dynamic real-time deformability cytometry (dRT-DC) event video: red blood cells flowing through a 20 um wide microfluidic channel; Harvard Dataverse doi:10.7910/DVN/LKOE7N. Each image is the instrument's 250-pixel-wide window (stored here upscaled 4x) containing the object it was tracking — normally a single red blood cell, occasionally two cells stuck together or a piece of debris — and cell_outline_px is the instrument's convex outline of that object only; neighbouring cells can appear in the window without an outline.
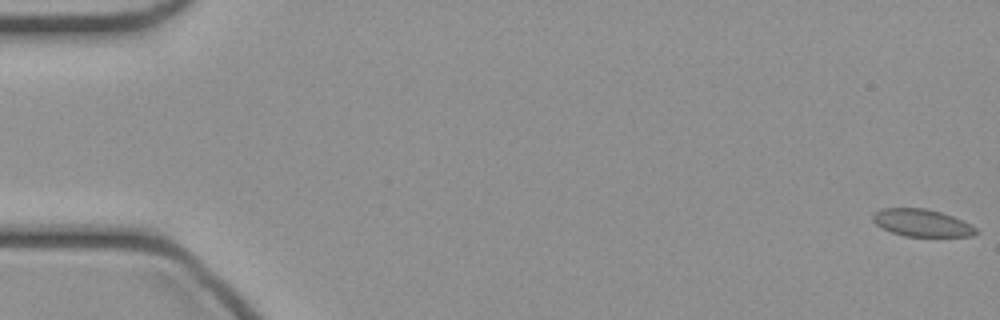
{"species": "common noctule bat (a hibernating species)", "species_latin": "Nyctalus noctula", "temperature_condition": "cold", "stored_images_in_passage": 48, "camera_frame_rate_fps": 3000, "um_per_image_px": 0.085, "animal": {"sex": "female", "body_mass_g": 21.9}, "frame": {"image": 1, "passage_image": 1, "time_ms": 0.0, "image_size_px": [1000, 320], "cell_outline_px": [[980, 232], [972, 236], [904, 236], [892, 232], [876, 224], [872, 220], [872, 216], [880, 208], [924, 208], [940, 212], [952, 216], [972, 224]], "centroid_in_image_um": [78.38, 18.94], "position_along_channel_um": 6.6, "area_um2": 16.36}}
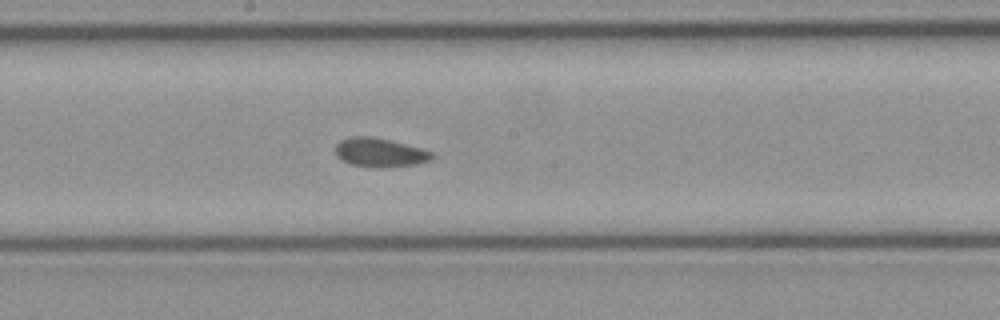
{"frame": {"image": 2, "passage_image": 26, "time_ms": 8.333, "image_size_px": [1000, 320], "cell_outline_px": [[436, 156], [432, 160], [416, 164], [388, 168], [376, 168], [352, 164], [340, 160], [336, 156], [336, 144], [340, 140], [348, 136], [372, 136], [436, 152]], "centroid_in_image_um": [32.31, 12.97], "position_along_channel_um": 215.9, "area_um2": 16.59}}
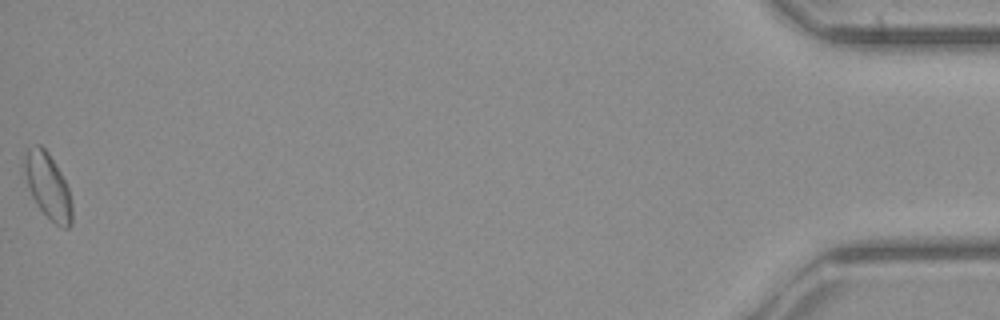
{"frame": {"image": 3, "passage_image": 48, "time_ms": 15.667, "image_size_px": [1000, 320], "cell_outline_px": [[72, 224], [68, 228], [64, 228], [56, 224], [36, 204], [32, 196], [28, 184], [24, 168], [24, 156], [28, 148], [36, 144], [40, 144], [48, 152], [56, 164], [68, 188], [72, 204]], "centroid_in_image_um": [4.08, 15.8], "position_along_channel_um": 431.1, "area_um2": 17.86}}